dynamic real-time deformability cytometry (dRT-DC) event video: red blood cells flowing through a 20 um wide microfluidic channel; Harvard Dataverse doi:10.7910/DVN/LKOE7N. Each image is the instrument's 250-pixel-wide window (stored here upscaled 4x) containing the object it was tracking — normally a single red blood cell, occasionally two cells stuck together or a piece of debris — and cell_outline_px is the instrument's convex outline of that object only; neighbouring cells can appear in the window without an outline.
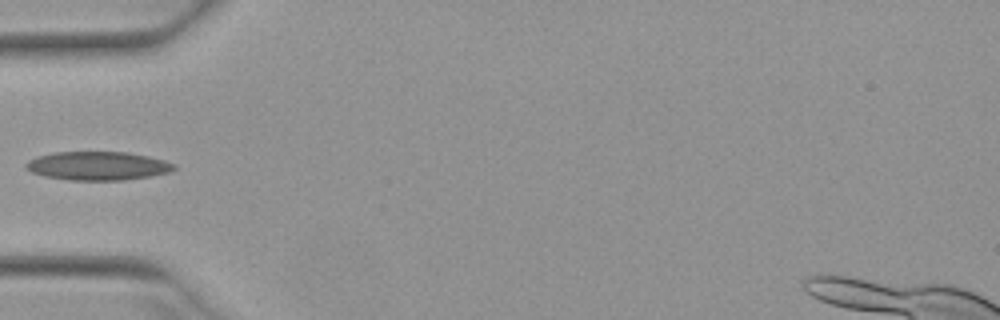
{"species": "Egyptian fruit bat (a non-hibernating species)", "species_latin": "Rousettus aegyptiacus", "temperature_condition": "warm", "stored_images_in_passage": 14, "camera_frame_rate_fps": 3000, "um_per_image_px": 0.085, "animal": {"sex": "female"}, "frame": {"image": 1, "passage_image": 1, "time_ms": 0.0, "image_size_px": [1000, 320], "cell_outline_px": [[176, 168], [168, 172], [148, 176], [124, 180], [68, 180], [44, 176], [32, 172], [24, 168], [24, 164], [28, 160], [36, 156], [56, 152], [128, 152], [148, 156], [164, 160], [176, 164]], "centroid_in_image_um": [8.27, 14.09], "position_along_channel_um": 76.7, "area_um2": 24.74}}